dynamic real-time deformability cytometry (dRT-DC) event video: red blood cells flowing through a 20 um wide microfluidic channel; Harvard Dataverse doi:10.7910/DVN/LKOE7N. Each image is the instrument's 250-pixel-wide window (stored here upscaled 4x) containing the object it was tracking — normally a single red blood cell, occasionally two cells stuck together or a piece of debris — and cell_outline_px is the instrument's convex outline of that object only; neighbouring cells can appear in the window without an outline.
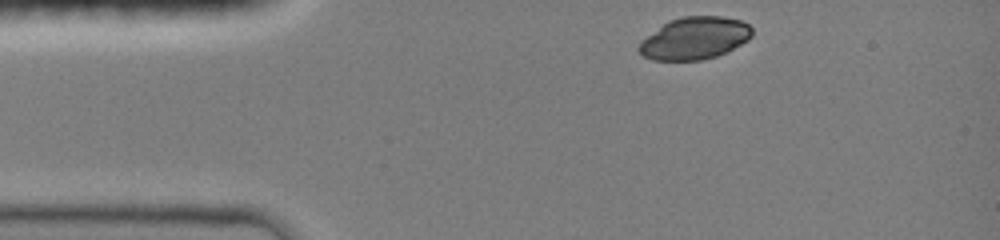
{"species": "common noctule bat (a hibernating species)", "species_latin": "Nyctalus noctula", "temperature_condition": "room temperature", "stored_images_in_passage": 18, "camera_frame_rate_fps": 3000, "um_per_image_px": 0.085, "animal": {"sex": "female", "body_mass_g": 19.0, "forearm_length_mm": 51.5}, "frame": {"image": 1, "passage_image": 1, "time_ms": 0.0, "image_size_px": [1000, 240], "cell_outline_px": [[752, 36], [748, 40], [716, 56], [700, 60], [652, 60], [644, 56], [636, 48], [640, 40], [668, 20], [684, 16], [720, 16], [740, 20], [748, 24], [752, 28]], "centroid_in_image_um": [59.0, 3.24], "position_along_channel_um": 26.0, "area_um2": 27.86}}
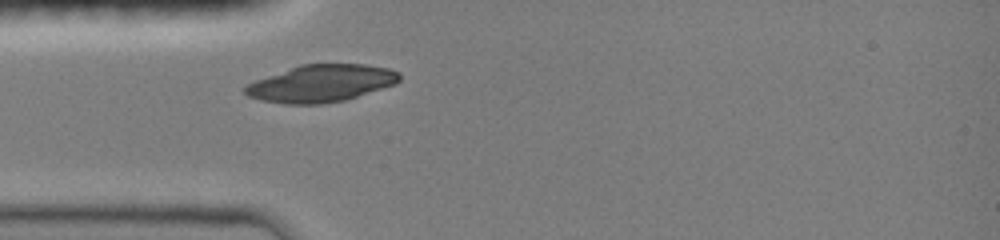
{"frame": {"image": 2, "passage_image": 9, "time_ms": 2.0, "image_size_px": [1000, 240], "cell_outline_px": [[400, 80], [396, 84], [344, 100], [320, 104], [284, 104], [260, 100], [248, 96], [244, 92], [244, 88], [248, 84], [256, 80], [300, 64], [364, 64], [388, 68], [400, 72]], "centroid_in_image_um": [27.31, 7.09], "position_along_channel_um": 57.7, "area_um2": 33.35}}
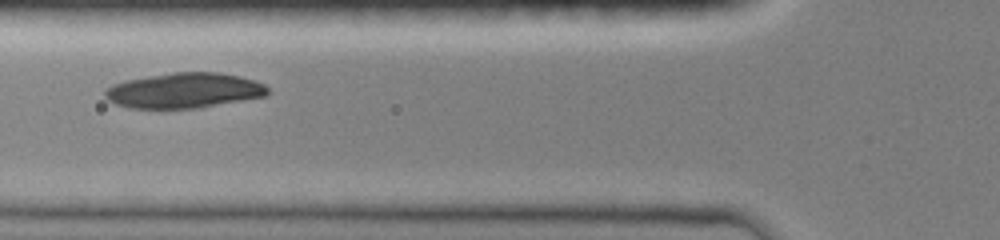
{"frame": {"image": 3, "passage_image": 13, "time_ms": 3.333, "image_size_px": [1000, 240], "cell_outline_px": [[268, 96], [196, 108], [128, 108], [116, 104], [108, 100], [104, 96], [104, 88], [112, 84], [124, 80], [172, 72], [220, 72], [240, 76], [256, 80], [264, 84], [268, 88]], "centroid_in_image_um": [15.64, 7.68], "position_along_channel_um": 110.2, "area_um2": 33.7}}